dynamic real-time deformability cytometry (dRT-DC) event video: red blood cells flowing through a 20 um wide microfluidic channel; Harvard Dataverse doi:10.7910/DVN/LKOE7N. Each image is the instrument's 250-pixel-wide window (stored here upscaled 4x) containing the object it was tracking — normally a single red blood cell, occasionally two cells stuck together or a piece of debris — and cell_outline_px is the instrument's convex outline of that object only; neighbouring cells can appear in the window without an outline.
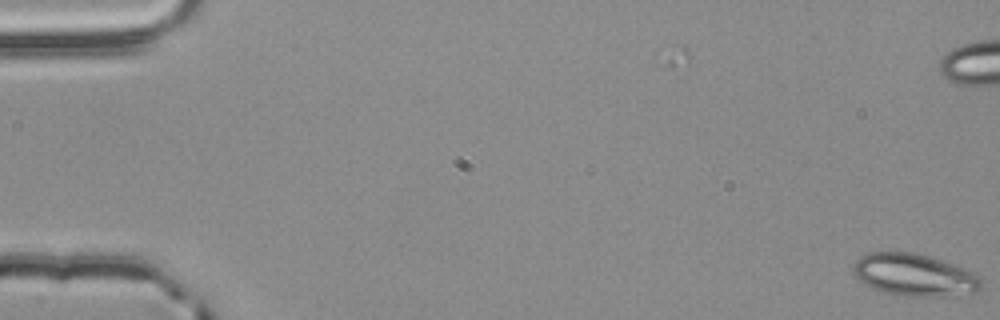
{"species": "common noctule bat (a hibernating species)", "species_latin": "Nyctalus noctula", "temperature_condition": "room temperature", "stored_images_in_passage": 4, "camera_frame_rate_fps": 3000, "um_per_image_px": 0.085, "animal": {"sex": "male", "body_mass_g": 20.4}, "frame": {"image": 1, "passage_image": 4, "time_ms": 1.0, "image_size_px": [1000, 320], "cell_outline_px": [[980, 288], [976, 292], [944, 296], [896, 296], [884, 292], [864, 284], [852, 272], [852, 264], [860, 256], [868, 252], [916, 252], [964, 268], [980, 276]], "centroid_in_image_um": [77.67, 23.36], "position_along_channel_um": 7.3, "area_um2": 31.5}}